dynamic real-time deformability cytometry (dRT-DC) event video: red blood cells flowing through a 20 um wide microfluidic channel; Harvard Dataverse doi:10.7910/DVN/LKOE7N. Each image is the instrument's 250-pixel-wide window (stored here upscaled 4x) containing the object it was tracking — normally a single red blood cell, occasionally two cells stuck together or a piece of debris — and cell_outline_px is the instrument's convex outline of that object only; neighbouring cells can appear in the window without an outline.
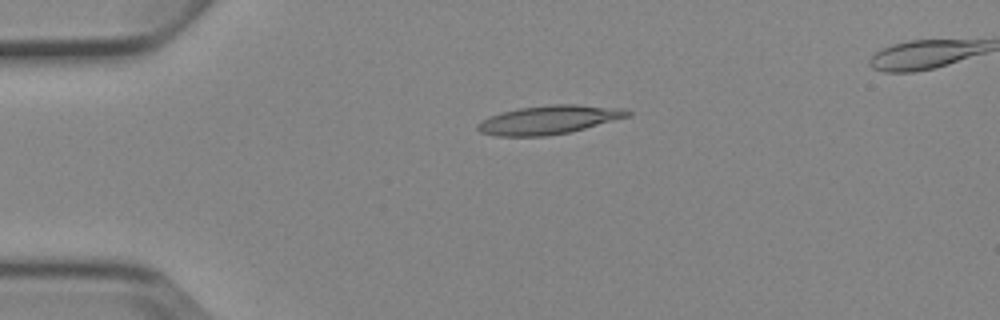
{"species": "Egyptian fruit bat (a non-hibernating species)", "species_latin": "Rousettus aegyptiacus", "temperature_condition": "cold", "stored_images_in_passage": 6, "segment_of_instrument_passage": [1, 2], "camera_frame_rate_fps": 3000, "um_per_image_px": 0.085, "animal": {"sex": "female"}, "frame": {"image": 1, "passage_image": 4, "time_ms": 3.667, "image_size_px": [1000, 320], "cell_outline_px": [[632, 116], [568, 132], [548, 136], [496, 136], [480, 132], [476, 128], [476, 124], [488, 116], [500, 112], [520, 108], [548, 104], [580, 104], [624, 108], [632, 112]], "centroid_in_image_um": [46.66, 10.17], "position_along_channel_um": 38.3, "area_um2": 25.32}}